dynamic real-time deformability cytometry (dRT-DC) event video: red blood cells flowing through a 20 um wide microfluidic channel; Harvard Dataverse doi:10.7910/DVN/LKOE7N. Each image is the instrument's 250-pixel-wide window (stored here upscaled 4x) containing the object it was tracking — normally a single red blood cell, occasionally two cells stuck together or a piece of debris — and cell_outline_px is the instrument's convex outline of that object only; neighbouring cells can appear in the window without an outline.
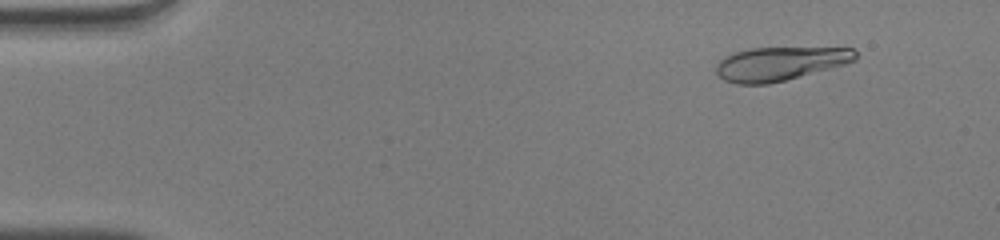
{"species": "human", "species_latin": "Homo sapiens", "temperature_condition": "warm", "stored_images_in_passage": 51, "camera_frame_rate_fps": 3000, "um_per_image_px": 0.085, "donor": {"sex": "male"}, "frame": {"image": 1, "passage_image": 6, "time_ms": 1.667, "image_size_px": [1000, 240], "cell_outline_px": [[856, 60], [844, 64], [784, 80], [768, 84], [736, 84], [724, 80], [716, 72], [716, 64], [724, 56], [748, 48], [852, 48], [856, 52]], "centroid_in_image_um": [66.24, 5.41], "position_along_channel_um": 18.8, "area_um2": 26.99}}
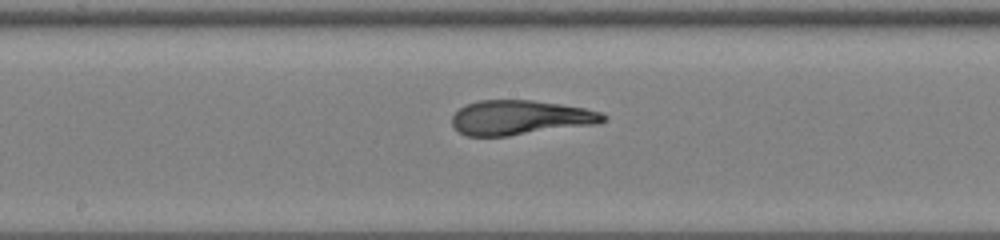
{"frame": {"image": 2, "passage_image": 28, "time_ms": 9.0, "image_size_px": [1000, 240], "cell_outline_px": [[608, 120], [600, 124], [508, 136], [468, 136], [460, 132], [452, 124], [452, 116], [460, 108], [468, 104], [480, 100], [532, 100], [560, 104], [584, 108], [604, 112], [608, 116]], "centroid_in_image_um": [44.31, 10.0], "position_along_channel_um": 203.9, "area_um2": 30.69}}
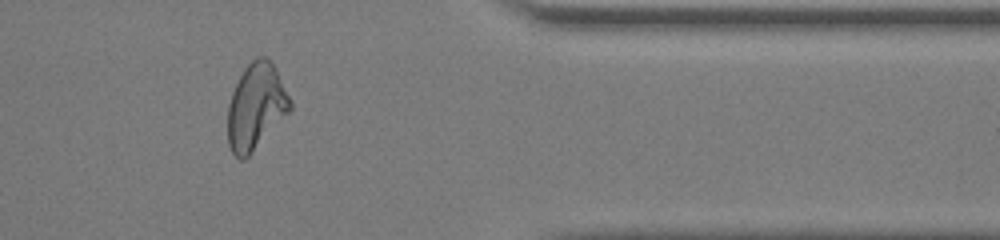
{"frame": {"image": 3, "passage_image": 43, "time_ms": 14.0, "image_size_px": [1000, 240], "cell_outline_px": [[292, 108], [248, 156], [244, 160], [240, 160], [232, 152], [228, 144], [228, 104], [232, 92], [244, 68], [256, 56], [268, 56], [276, 68], [292, 104]], "centroid_in_image_um": [21.74, 9.03], "position_along_channel_um": 389.7, "area_um2": 30.92}}